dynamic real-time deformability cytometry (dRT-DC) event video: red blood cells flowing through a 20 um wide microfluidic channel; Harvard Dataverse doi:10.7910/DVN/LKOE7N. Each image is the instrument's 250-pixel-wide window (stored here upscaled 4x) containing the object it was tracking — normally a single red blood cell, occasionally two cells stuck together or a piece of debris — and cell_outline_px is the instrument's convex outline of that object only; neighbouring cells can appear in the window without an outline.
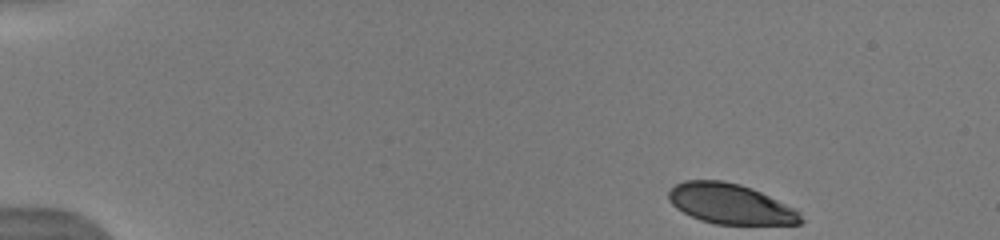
{"species": "human", "species_latin": "Homo sapiens", "temperature_condition": "warm", "stored_images_in_passage": 10, "camera_frame_rate_fps": 3000, "um_per_image_px": 0.085, "donor": {"sex": "male"}, "frame": {"image": 1, "passage_image": 1, "time_ms": 0.0, "image_size_px": [1000, 240], "cell_outline_px": [[804, 220], [800, 224], [716, 224], [700, 220], [676, 208], [668, 200], [668, 192], [676, 184], [684, 180], [724, 180], [740, 184], [752, 188], [796, 208], [800, 212]], "centroid_in_image_um": [62.1, 17.32], "position_along_channel_um": 22.9, "area_um2": 31.1}}
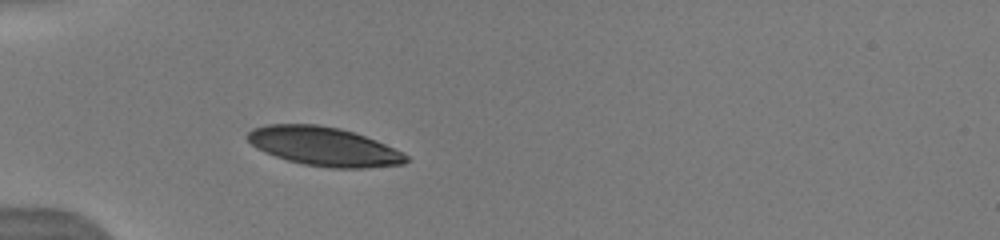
{"frame": {"image": 2, "passage_image": 10, "time_ms": 3.333, "image_size_px": [1000, 240], "cell_outline_px": [[408, 160], [404, 164], [364, 168], [332, 168], [304, 164], [288, 160], [264, 152], [256, 148], [244, 136], [252, 128], [268, 124], [316, 124], [340, 128], [376, 140], [404, 152], [408, 156]], "centroid_in_image_um": [27.52, 12.44], "position_along_channel_um": 57.5, "area_um2": 35.95}}